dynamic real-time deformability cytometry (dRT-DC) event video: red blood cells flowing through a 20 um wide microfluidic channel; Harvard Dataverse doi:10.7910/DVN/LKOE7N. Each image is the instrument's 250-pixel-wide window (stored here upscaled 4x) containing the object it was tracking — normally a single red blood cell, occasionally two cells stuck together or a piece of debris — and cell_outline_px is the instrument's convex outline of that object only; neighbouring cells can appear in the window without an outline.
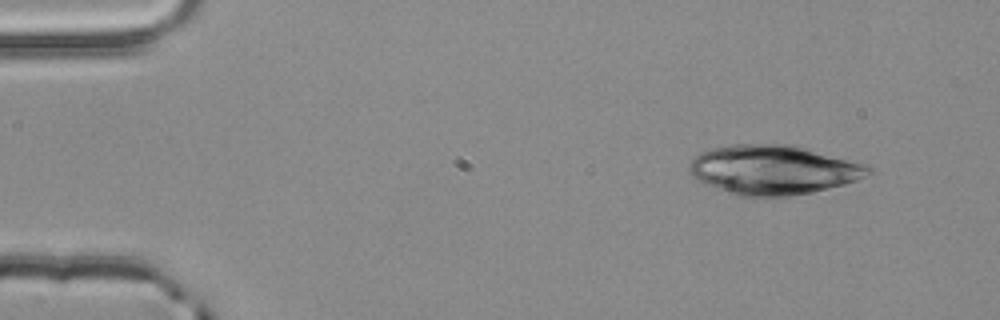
{"species": "common noctule bat (a hibernating species)", "species_latin": "Nyctalus noctula", "temperature_condition": "room temperature", "stored_images_in_passage": 18, "camera_frame_rate_fps": 3000, "um_per_image_px": 0.085, "animal": {"sex": "male", "body_mass_g": 20.4}, "frame": {"image": 1, "passage_image": 5, "time_ms": 1.333, "image_size_px": [1000, 320], "cell_outline_px": [[872, 172], [856, 180], [844, 184], [812, 192], [788, 196], [736, 196], [704, 184], [692, 176], [688, 172], [688, 164], [700, 152], [712, 148], [732, 144], [796, 144], [868, 164], [872, 168]], "centroid_in_image_um": [65.73, 14.42], "position_along_channel_um": 19.3, "area_um2": 52.14}}